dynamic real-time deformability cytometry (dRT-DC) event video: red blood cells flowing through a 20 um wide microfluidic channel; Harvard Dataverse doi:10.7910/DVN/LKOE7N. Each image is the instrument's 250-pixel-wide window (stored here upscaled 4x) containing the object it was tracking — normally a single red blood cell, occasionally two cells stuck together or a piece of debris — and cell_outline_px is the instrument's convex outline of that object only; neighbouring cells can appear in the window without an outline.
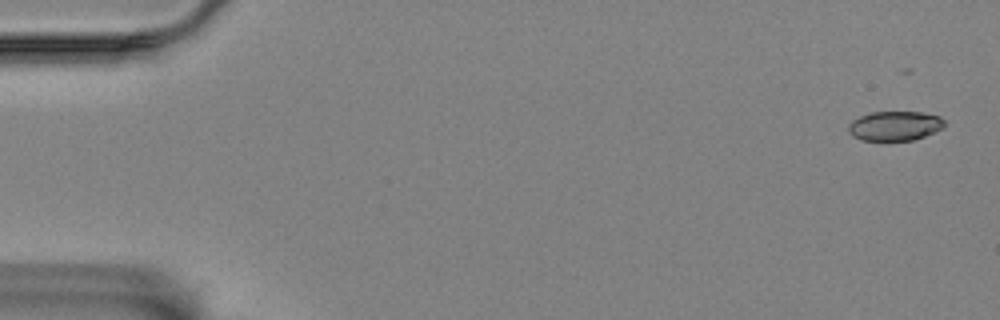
{"species": "Egyptian fruit bat (a non-hibernating species)", "species_latin": "Rousettus aegyptiacus", "temperature_condition": "room temperature", "stored_images_in_passage": 36, "camera_frame_rate_fps": 3000, "um_per_image_px": 0.085, "animal": {"sex": "female"}, "frame": {"image": 1, "passage_image": 1, "time_ms": 0.0, "image_size_px": [1000, 320], "cell_outline_px": [[944, 128], [924, 136], [912, 140], [860, 140], [852, 136], [848, 132], [848, 124], [852, 120], [860, 116], [872, 112], [920, 112], [940, 116], [944, 120]], "centroid_in_image_um": [76.04, 10.7], "position_along_channel_um": 9.0, "area_um2": 16.53}}
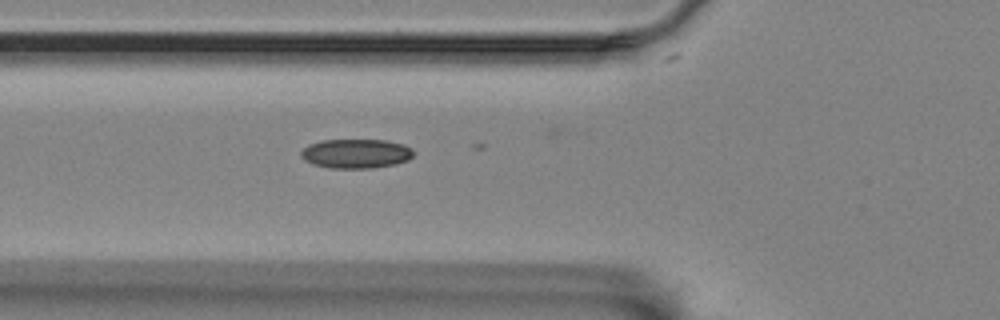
{"frame": {"image": 2, "passage_image": 20, "time_ms": 6.333, "image_size_px": [1000, 320], "cell_outline_px": [[412, 156], [408, 160], [396, 164], [372, 168], [332, 168], [312, 164], [304, 160], [300, 156], [300, 152], [308, 144], [324, 140], [384, 140], [404, 144], [412, 148]], "centroid_in_image_um": [30.24, 13.06], "position_along_channel_um": 95.6, "area_um2": 19.25}}
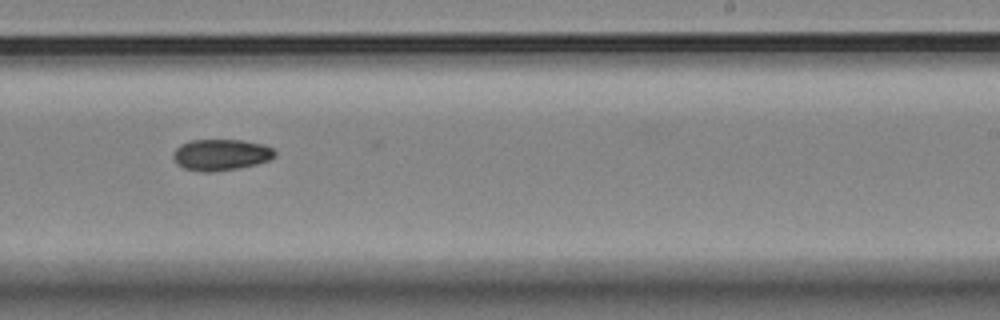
{"frame": {"image": 3, "passage_image": 35, "time_ms": 11.333, "image_size_px": [1000, 320], "cell_outline_px": [[276, 156], [268, 160], [256, 164], [216, 172], [200, 172], [184, 168], [176, 164], [172, 156], [176, 148], [180, 144], [192, 140], [244, 140], [264, 144], [272, 148], [276, 152]], "centroid_in_image_um": [18.77, 13.15], "position_along_channel_um": 270.2, "area_um2": 18.67}}